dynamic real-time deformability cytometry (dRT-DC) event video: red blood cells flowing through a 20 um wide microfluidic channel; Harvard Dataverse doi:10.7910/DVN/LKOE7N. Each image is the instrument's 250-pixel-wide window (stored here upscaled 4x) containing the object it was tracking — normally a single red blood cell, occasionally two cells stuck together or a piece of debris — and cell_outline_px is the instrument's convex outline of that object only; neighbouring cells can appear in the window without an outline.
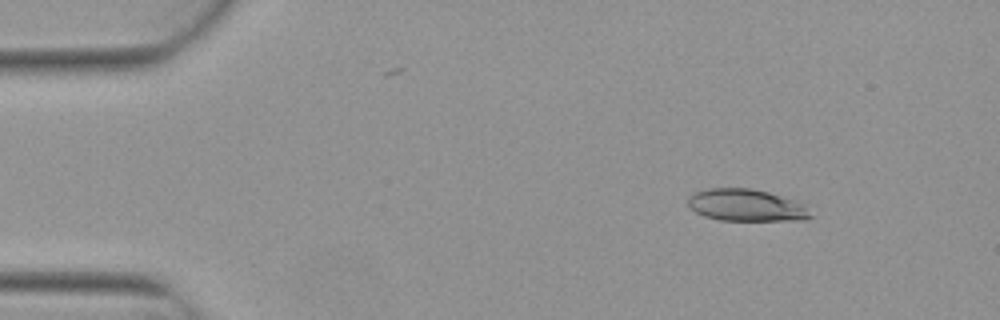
{"species": "Egyptian fruit bat (a non-hibernating species)", "species_latin": "Rousettus aegyptiacus", "temperature_condition": "warm", "stored_images_in_passage": 5, "camera_frame_rate_fps": 3000, "um_per_image_px": 0.085, "animal": {"sex": "female"}, "frame": {"image": 1, "passage_image": 2, "time_ms": 0.333, "image_size_px": [1000, 320], "cell_outline_px": [[816, 216], [804, 220], [720, 220], [704, 216], [696, 212], [688, 204], [688, 196], [696, 192], [708, 188], [748, 188], [768, 192], [796, 200], [808, 204]], "centroid_in_image_um": [63.54, 17.45], "position_along_channel_um": 21.5, "area_um2": 23.24}}
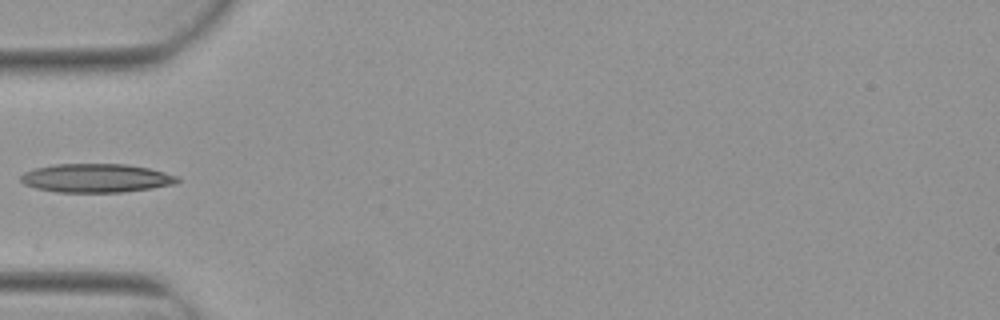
{"frame": {"image": 2, "passage_image": 5, "time_ms": 1.333, "image_size_px": [1000, 320], "cell_outline_px": [[180, 180], [176, 184], [152, 188], [120, 192], [56, 192], [36, 188], [24, 184], [20, 180], [20, 176], [24, 172], [36, 168], [56, 164], [128, 164], [148, 168], [164, 172], [176, 176]], "centroid_in_image_um": [8.17, 15.14], "position_along_channel_um": 76.8, "area_um2": 26.13}}